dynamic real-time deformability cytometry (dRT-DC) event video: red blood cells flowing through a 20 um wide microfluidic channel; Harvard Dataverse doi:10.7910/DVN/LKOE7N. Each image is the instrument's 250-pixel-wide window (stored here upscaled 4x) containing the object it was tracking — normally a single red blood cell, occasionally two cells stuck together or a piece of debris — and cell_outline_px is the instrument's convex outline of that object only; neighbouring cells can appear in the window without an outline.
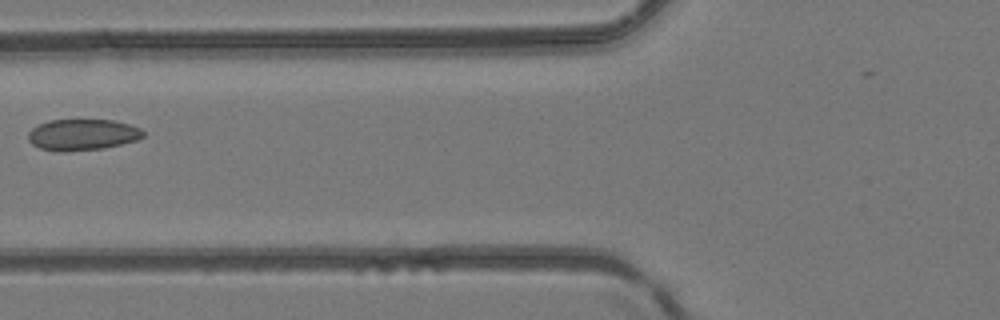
{"species": "common noctule bat (a hibernating species)", "species_latin": "Nyctalus noctula", "temperature_condition": "room temperature", "stored_images_in_passage": 5, "camera_frame_rate_fps": 3000, "um_per_image_px": 0.085, "animal": {"sex": "female", "body_mass_g": 24.6, "forearm_length_mm": 56.2}, "frame": {"image": 1, "passage_image": 5, "time_ms": 5.333, "image_size_px": [1000, 320], "cell_outline_px": [[144, 136], [136, 140], [104, 148], [64, 152], [60, 152], [40, 148], [32, 144], [28, 140], [28, 132], [32, 128], [48, 120], [112, 120], [128, 124], [140, 128], [144, 132]], "centroid_in_image_um": [6.98, 11.45], "position_along_channel_um": 118.8, "area_um2": 20.87}}